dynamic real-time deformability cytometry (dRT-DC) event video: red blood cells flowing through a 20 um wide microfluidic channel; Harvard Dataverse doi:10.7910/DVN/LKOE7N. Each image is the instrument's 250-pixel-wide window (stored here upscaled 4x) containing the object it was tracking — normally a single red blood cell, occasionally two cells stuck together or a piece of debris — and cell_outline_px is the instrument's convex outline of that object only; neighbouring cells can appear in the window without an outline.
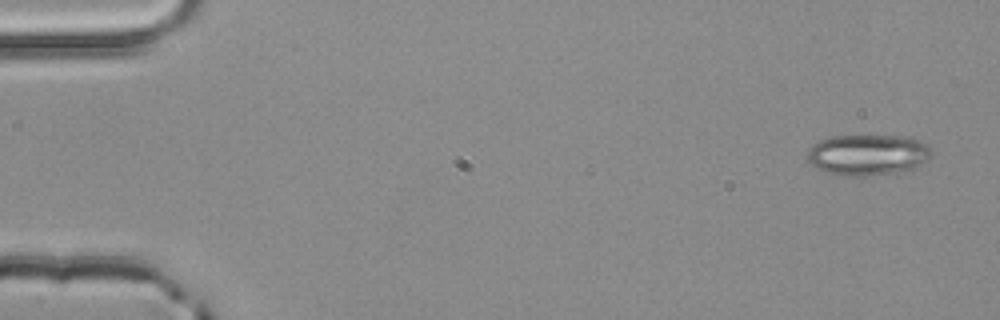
{"species": "common noctule bat (a hibernating species)", "species_latin": "Nyctalus noctula", "temperature_condition": "room temperature", "stored_images_in_passage": 4, "camera_frame_rate_fps": 3000, "um_per_image_px": 0.085, "animal": {"sex": "male", "body_mass_g": 20.4}, "frame": {"image": 1, "passage_image": 4, "time_ms": 1.0, "image_size_px": [1000, 320], "cell_outline_px": [[932, 152], [928, 160], [912, 168], [900, 172], [868, 176], [840, 176], [824, 172], [816, 168], [808, 160], [808, 152], [812, 144], [820, 140], [832, 136], [896, 136], [916, 140], [924, 144]], "centroid_in_image_um": [73.7, 13.18], "position_along_channel_um": 11.3, "area_um2": 29.42}}